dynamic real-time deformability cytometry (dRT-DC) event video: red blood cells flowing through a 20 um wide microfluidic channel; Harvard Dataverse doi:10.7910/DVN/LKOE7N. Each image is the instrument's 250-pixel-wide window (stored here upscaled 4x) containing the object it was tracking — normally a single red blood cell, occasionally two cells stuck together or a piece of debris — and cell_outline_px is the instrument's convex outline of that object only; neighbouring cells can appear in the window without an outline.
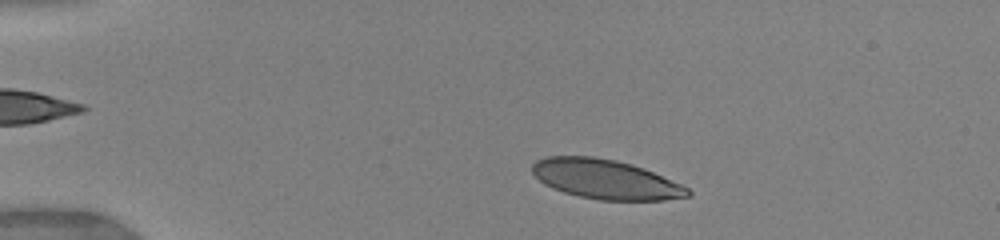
{"species": "human", "species_latin": "Homo sapiens", "temperature_condition": "warm", "stored_images_in_passage": 33, "camera_frame_rate_fps": 3000, "um_per_image_px": 0.085, "donor": {"sex": "female"}, "frame": {"image": 1, "passage_image": 3, "time_ms": 1.0, "image_size_px": [1000, 240], "cell_outline_px": [[692, 192], [688, 196], [664, 200], [600, 200], [580, 196], [564, 192], [552, 188], [544, 184], [532, 172], [532, 164], [536, 160], [548, 156], [592, 156], [616, 160], [632, 164], [644, 168], [680, 184], [688, 188]], "centroid_in_image_um": [51.45, 15.23], "position_along_channel_um": 33.6, "area_um2": 35.6}}
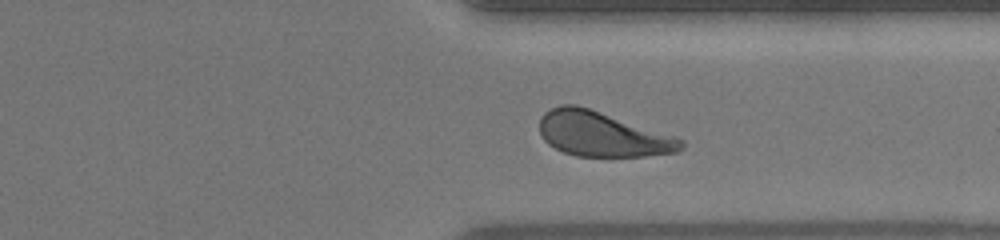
{"frame": {"image": 2, "passage_image": 27, "time_ms": 10.667, "image_size_px": [1000, 240], "cell_outline_px": [[684, 148], [680, 152], [644, 156], [576, 156], [564, 152], [548, 144], [544, 140], [540, 132], [540, 116], [544, 112], [560, 104], [576, 104], [684, 140]], "centroid_in_image_um": [51.16, 11.41], "position_along_channel_um": 360.2, "area_um2": 36.53}}
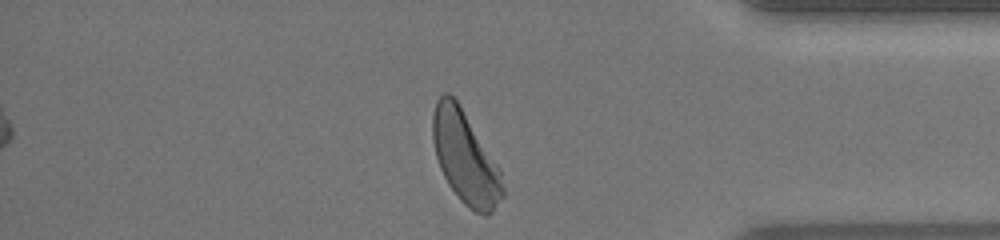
{"frame": {"image": 3, "passage_image": 32, "time_ms": 12.0, "image_size_px": [1000, 240], "cell_outline_px": [[504, 196], [492, 212], [488, 216], [484, 216], [468, 208], [460, 200], [448, 184], [440, 168], [436, 156], [432, 140], [432, 116], [436, 100], [444, 92], [448, 92], [460, 104], [496, 164], [500, 172], [504, 188]], "centroid_in_image_um": [39.52, 13.41], "position_along_channel_um": 395.7, "area_um2": 37.45}, "authors_computed_cell_mechanics": {"area_um2": 37.4544, "velocity_mm_per_s": 4.0261, "shape_relaxation_time_tau1_ms": 4.9716, "shape_relaxation_time_tau2_ms": 0.7375, "deformation_change_tau1": 0.1864, "deformation_change_tau2": 0.0858}}